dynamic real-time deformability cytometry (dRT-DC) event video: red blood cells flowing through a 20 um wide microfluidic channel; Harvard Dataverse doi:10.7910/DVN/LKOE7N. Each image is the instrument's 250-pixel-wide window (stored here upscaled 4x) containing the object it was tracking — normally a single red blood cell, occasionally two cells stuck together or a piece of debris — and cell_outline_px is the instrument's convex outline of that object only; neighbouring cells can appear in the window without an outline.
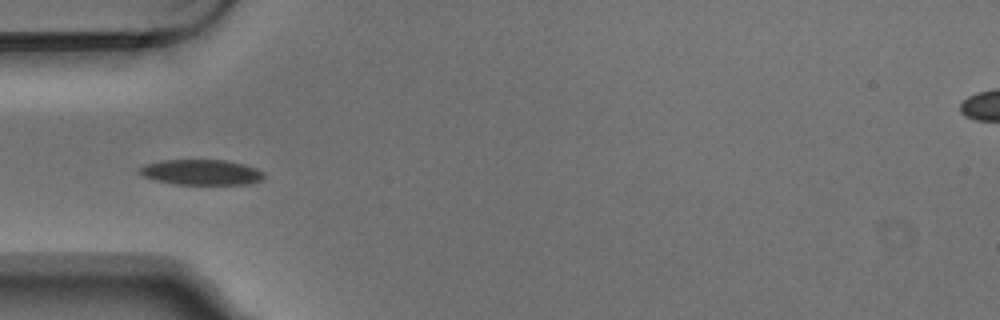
{"species": "Egyptian fruit bat (a non-hibernating species)", "species_latin": "Rousettus aegyptiacus", "temperature_condition": "warm", "stored_images_in_passage": 3, "camera_frame_rate_fps": 3000, "um_per_image_px": 0.085, "animal": {"sex": "male"}, "frame": {"image": 1, "passage_image": 1, "time_ms": 0.0, "image_size_px": [1000, 320], "cell_outline_px": [[264, 176], [260, 180], [248, 184], [176, 184], [156, 180], [144, 176], [136, 172], [144, 164], [160, 160], [224, 160], [244, 164], [256, 168], [264, 172]], "centroid_in_image_um": [17.09, 14.63], "position_along_channel_um": 67.9, "area_um2": 18.38}}
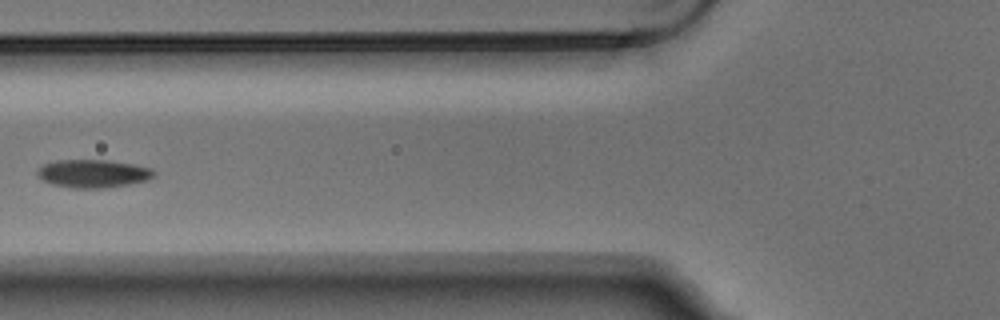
{"frame": {"image": 2, "passage_image": 2, "time_ms": 0.333, "image_size_px": [1000, 320], "cell_outline_px": [[156, 176], [148, 180], [128, 184], [104, 188], [72, 188], [52, 184], [36, 176], [36, 172], [44, 164], [56, 160], [108, 160], [132, 164], [152, 168], [156, 172]], "centroid_in_image_um": [7.93, 14.75], "position_along_channel_um": 117.9, "area_um2": 19.13}}
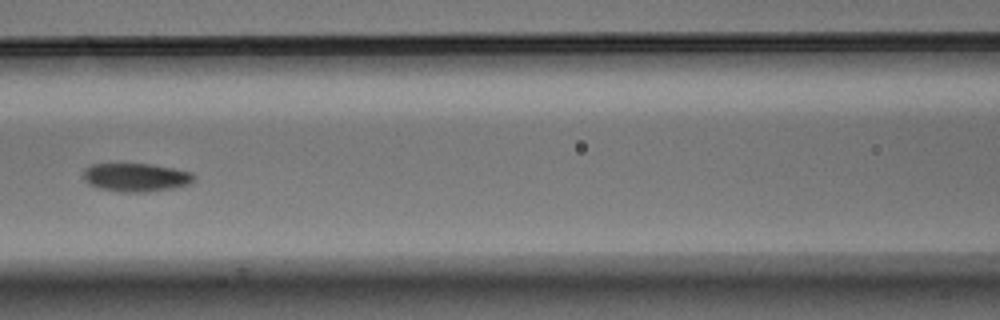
{"frame": {"image": 3, "passage_image": 3, "time_ms": 0.667, "image_size_px": [1000, 320], "cell_outline_px": [[196, 180], [188, 184], [176, 188], [144, 192], [120, 192], [100, 188], [88, 184], [84, 180], [84, 168], [92, 164], [152, 164], [192, 172], [196, 176]], "centroid_in_image_um": [11.58, 15.08], "position_along_channel_um": 155.0, "area_um2": 18.44}}